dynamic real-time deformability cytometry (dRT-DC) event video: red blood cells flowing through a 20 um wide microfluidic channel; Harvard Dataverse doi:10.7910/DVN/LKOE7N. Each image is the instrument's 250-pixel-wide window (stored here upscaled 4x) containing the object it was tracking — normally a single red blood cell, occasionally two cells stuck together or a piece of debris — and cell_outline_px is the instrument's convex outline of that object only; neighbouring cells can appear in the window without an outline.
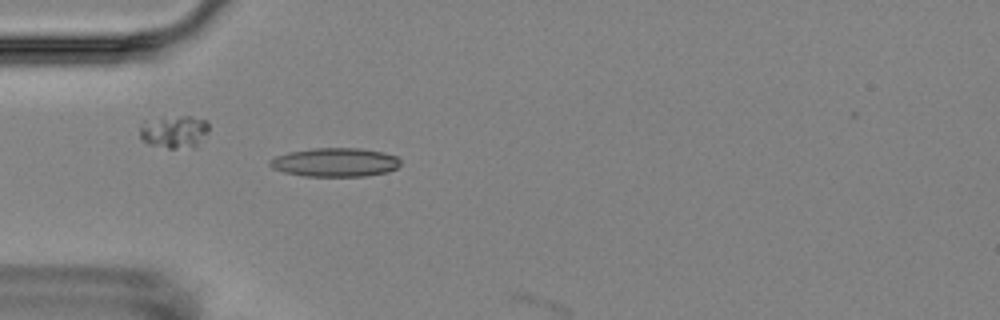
{"species": "Egyptian fruit bat (a non-hibernating species)", "species_latin": "Rousettus aegyptiacus", "temperature_condition": "room temperature", "stored_images_in_passage": 4, "camera_frame_rate_fps": 3000, "um_per_image_px": 0.085, "animal": {"sex": "female"}, "frame": {"image": 1, "passage_image": 4, "time_ms": 4.333, "image_size_px": [1000, 320], "cell_outline_px": [[400, 164], [396, 168], [388, 172], [364, 176], [304, 176], [284, 172], [272, 168], [268, 164], [268, 160], [276, 156], [288, 152], [312, 148], [360, 148], [384, 152], [396, 156], [400, 160]], "centroid_in_image_um": [28.47, 13.79], "position_along_channel_um": 56.5, "area_um2": 22.02}}